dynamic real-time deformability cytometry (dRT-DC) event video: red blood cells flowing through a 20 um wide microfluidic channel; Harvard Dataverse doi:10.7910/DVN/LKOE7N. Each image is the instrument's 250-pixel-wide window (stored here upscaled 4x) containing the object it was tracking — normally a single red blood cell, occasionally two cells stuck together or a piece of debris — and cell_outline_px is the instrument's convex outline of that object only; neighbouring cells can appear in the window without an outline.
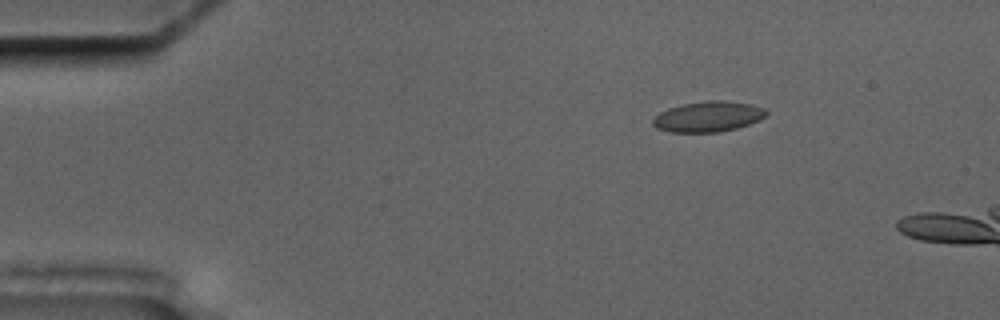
{"species": "common noctule bat (a hibernating species)", "species_latin": "Nyctalus noctula", "temperature_condition": "cold", "stored_images_in_passage": 3, "camera_frame_rate_fps": 3000, "um_per_image_px": 0.085, "animal": {"sex": "male", "body_mass_g": 17.5, "forearm_length_mm": 52.3}, "frame": {"image": 1, "passage_image": 2, "time_ms": 1.0, "image_size_px": [1000, 320], "cell_outline_px": [[768, 112], [760, 120], [736, 128], [720, 132], [672, 132], [656, 128], [652, 124], [652, 120], [660, 112], [668, 108], [680, 104], [708, 100], [724, 100], [752, 104], [764, 108]], "centroid_in_image_um": [60.18, 9.9], "position_along_channel_um": 24.8, "area_um2": 20.23}}